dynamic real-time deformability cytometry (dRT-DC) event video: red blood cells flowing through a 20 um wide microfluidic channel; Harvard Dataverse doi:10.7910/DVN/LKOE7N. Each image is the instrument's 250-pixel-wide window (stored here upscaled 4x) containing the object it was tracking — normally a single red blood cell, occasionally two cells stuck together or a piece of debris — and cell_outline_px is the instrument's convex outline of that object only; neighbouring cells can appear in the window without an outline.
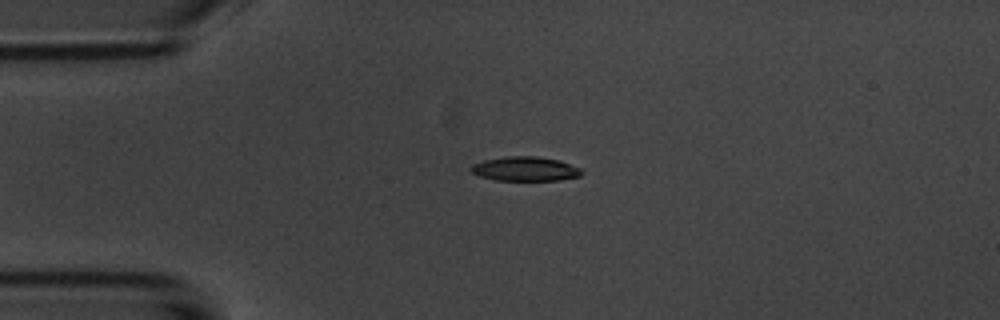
{"species": "common noctule bat (a hibernating species)", "species_latin": "Nyctalus noctula", "temperature_condition": "room temperature", "stored_images_in_passage": 4, "camera_frame_rate_fps": 3000, "um_per_image_px": 0.085, "animal": {"sex": "male", "body_mass_g": 20.1, "forearm_length_mm": 53.5}, "frame": {"image": 1, "passage_image": 3, "time_ms": 2.333, "image_size_px": [1000, 320], "cell_outline_px": [[584, 172], [580, 176], [560, 180], [496, 180], [480, 176], [472, 172], [468, 168], [472, 164], [484, 160], [504, 156], [536, 156], [560, 160], [580, 168]], "centroid_in_image_um": [44.64, 14.35], "position_along_channel_um": 40.4, "area_um2": 15.78}}